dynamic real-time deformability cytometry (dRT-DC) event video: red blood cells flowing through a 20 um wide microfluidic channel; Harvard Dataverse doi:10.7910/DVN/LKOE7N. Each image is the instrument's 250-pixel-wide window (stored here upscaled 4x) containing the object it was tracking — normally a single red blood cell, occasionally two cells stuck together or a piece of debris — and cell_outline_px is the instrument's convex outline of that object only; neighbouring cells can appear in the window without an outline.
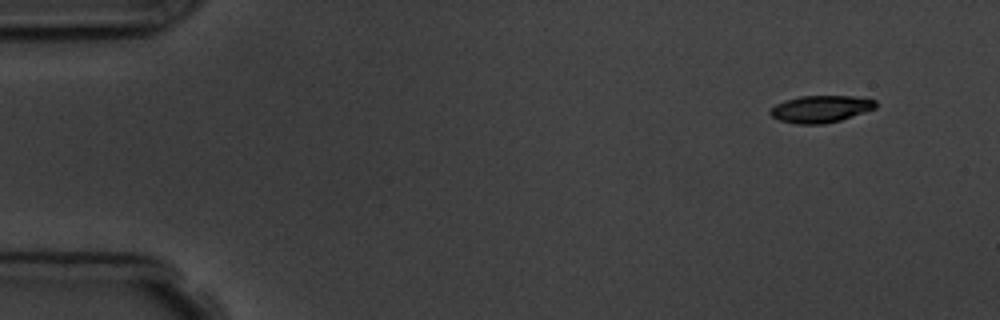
{"species": "common noctule bat (a hibernating species)", "species_latin": "Nyctalus noctula", "temperature_condition": "room temperature", "stored_images_in_passage": 8, "camera_frame_rate_fps": 3000, "um_per_image_px": 0.085, "animal": {"sex": "male", "body_mass_g": 19.5, "forearm_length_mm": 54.6}, "frame": {"image": 1, "passage_image": 1, "time_ms": 0.0, "image_size_px": [1000, 320], "cell_outline_px": [[876, 108], [840, 120], [824, 124], [796, 124], [780, 120], [772, 116], [768, 112], [776, 104], [784, 100], [800, 96], [856, 96], [876, 100]], "centroid_in_image_um": [69.75, 9.26], "position_along_channel_um": 15.2, "area_um2": 16.59}}
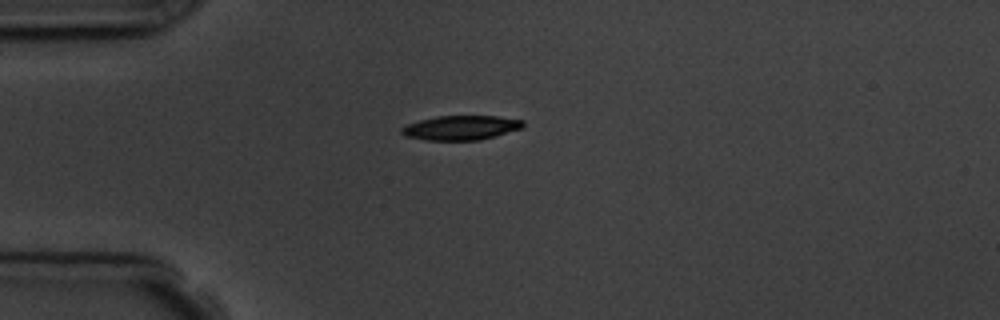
{"frame": {"image": 2, "passage_image": 3, "time_ms": 3.333, "image_size_px": [1000, 320], "cell_outline_px": [[524, 124], [520, 128], [496, 136], [480, 140], [424, 140], [404, 136], [400, 132], [400, 128], [404, 124], [436, 116], [496, 116], [524, 120]], "centroid_in_image_um": [39.11, 10.86], "position_along_channel_um": 45.9, "area_um2": 17.4}}